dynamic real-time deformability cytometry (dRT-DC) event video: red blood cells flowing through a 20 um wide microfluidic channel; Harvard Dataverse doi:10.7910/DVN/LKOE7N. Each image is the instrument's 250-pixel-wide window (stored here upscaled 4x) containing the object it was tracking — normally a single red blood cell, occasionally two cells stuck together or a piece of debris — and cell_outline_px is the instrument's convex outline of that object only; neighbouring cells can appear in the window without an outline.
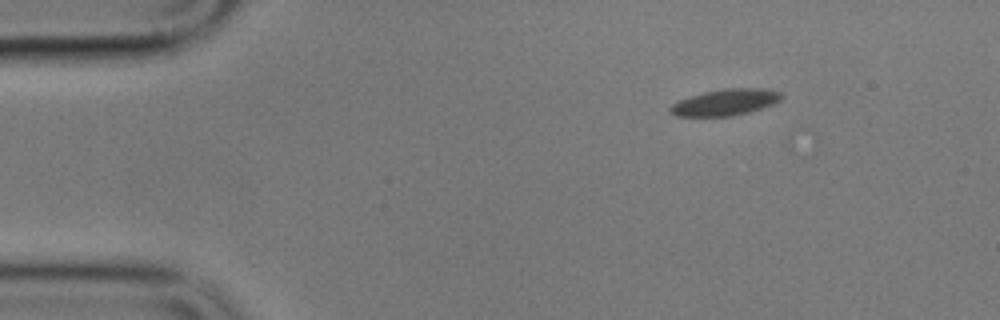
{"species": "common noctule bat (a hibernating species)", "species_latin": "Nyctalus noctula", "temperature_condition": "cold", "stored_images_in_passage": 2, "camera_frame_rate_fps": 3000, "um_per_image_px": 0.085, "animal": {"sex": "male", "body_mass_g": 17.9}, "frame": {"image": 1, "passage_image": 1, "time_ms": 0.0, "image_size_px": [1000, 320], "cell_outline_px": [[784, 96], [780, 100], [772, 104], [748, 112], [732, 116], [676, 116], [668, 112], [668, 108], [672, 104], [680, 100], [704, 92], [724, 88], [760, 88], [780, 92]], "centroid_in_image_um": [61.63, 8.69], "position_along_channel_um": 23.4, "area_um2": 16.94}}